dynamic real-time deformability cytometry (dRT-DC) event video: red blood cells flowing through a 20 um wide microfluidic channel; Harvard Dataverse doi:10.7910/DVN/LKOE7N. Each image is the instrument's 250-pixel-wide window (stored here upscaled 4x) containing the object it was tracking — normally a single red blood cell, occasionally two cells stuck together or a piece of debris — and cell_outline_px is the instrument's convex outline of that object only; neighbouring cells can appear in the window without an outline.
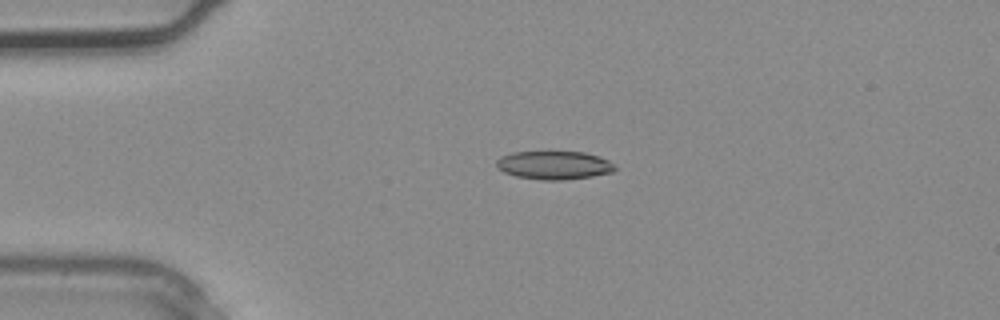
{"species": "common noctule bat (a hibernating species)", "species_latin": "Nyctalus noctula", "temperature_condition": "warm", "stored_images_in_passage": 2, "camera_frame_rate_fps": 3000, "um_per_image_px": 0.085, "animal": {"sex": "male", "body_mass_g": 20.4}, "frame": {"image": 1, "passage_image": 1, "time_ms": 0.0, "image_size_px": [1000, 320], "cell_outline_px": [[616, 168], [612, 172], [592, 176], [564, 180], [540, 180], [516, 176], [504, 172], [496, 168], [496, 160], [500, 156], [512, 152], [584, 152], [600, 156], [608, 160]], "centroid_in_image_um": [47.06, 14.04], "position_along_channel_um": 37.9, "area_um2": 19.65}}